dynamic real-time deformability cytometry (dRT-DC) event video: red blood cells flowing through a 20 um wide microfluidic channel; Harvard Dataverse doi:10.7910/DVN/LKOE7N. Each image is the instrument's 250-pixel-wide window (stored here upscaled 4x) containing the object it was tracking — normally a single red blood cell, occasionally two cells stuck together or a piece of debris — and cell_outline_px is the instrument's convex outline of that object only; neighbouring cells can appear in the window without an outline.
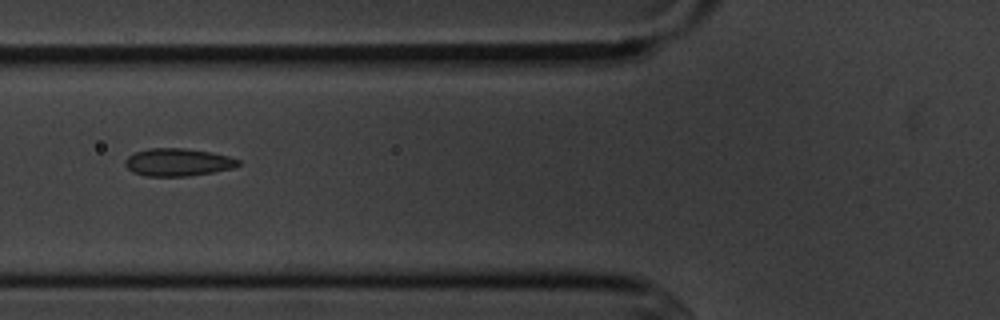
{"species": "common noctule bat (a hibernating species)", "species_latin": "Nyctalus noctula", "temperature_condition": "cold", "stored_images_in_passage": 4, "camera_frame_rate_fps": 3000, "um_per_image_px": 0.085, "animal": {"sex": "male", "body_mass_g": 20.1, "forearm_length_mm": 53.5}, "frame": {"image": 1, "passage_image": 2, "time_ms": 1.0, "image_size_px": [1000, 320], "cell_outline_px": [[240, 164], [232, 168], [212, 172], [188, 176], [144, 176], [132, 172], [124, 164], [124, 160], [128, 156], [136, 152], [148, 148], [184, 148], [212, 152], [228, 156], [240, 160]], "centroid_in_image_um": [15.09, 13.79], "position_along_channel_um": 110.7, "area_um2": 18.26}}
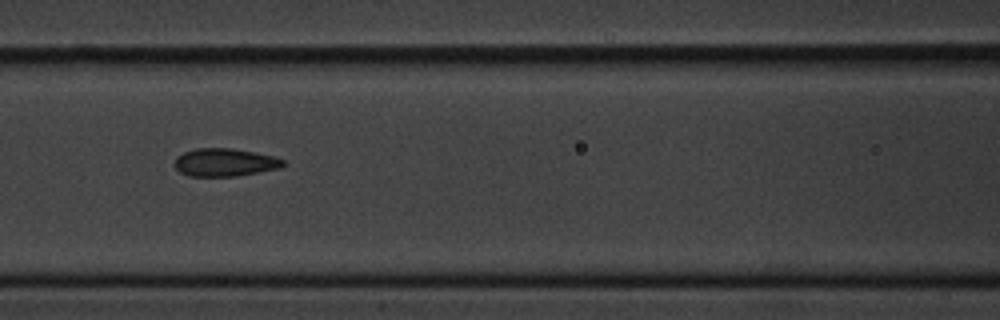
{"frame": {"image": 2, "passage_image": 3, "time_ms": 2.0, "image_size_px": [1000, 320], "cell_outline_px": [[284, 164], [280, 168], [236, 176], [188, 176], [180, 172], [176, 168], [176, 156], [184, 152], [196, 148], [232, 148], [256, 152], [272, 156], [284, 160]], "centroid_in_image_um": [19.1, 13.8], "position_along_channel_um": 147.5, "area_um2": 17.57}}
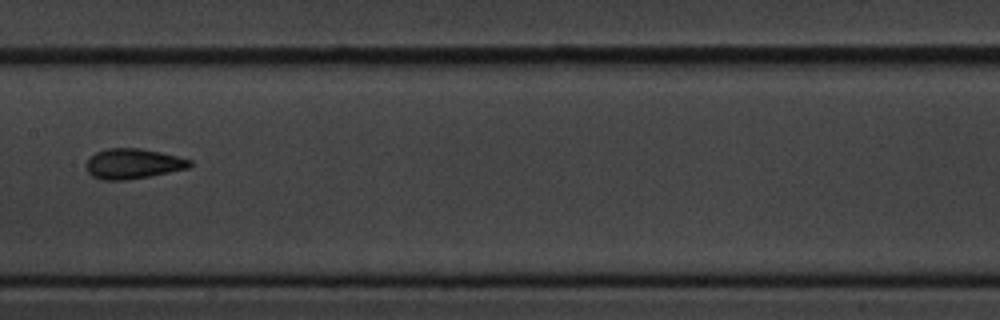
{"frame": {"image": 3, "passage_image": 4, "time_ms": 3.333, "image_size_px": [1000, 320], "cell_outline_px": [[192, 164], [188, 168], [148, 176], [124, 180], [104, 180], [92, 176], [84, 168], [88, 160], [96, 152], [108, 148], [140, 148], [160, 152], [192, 160]], "centroid_in_image_um": [11.28, 13.91], "position_along_channel_um": 196.1, "area_um2": 18.03}}